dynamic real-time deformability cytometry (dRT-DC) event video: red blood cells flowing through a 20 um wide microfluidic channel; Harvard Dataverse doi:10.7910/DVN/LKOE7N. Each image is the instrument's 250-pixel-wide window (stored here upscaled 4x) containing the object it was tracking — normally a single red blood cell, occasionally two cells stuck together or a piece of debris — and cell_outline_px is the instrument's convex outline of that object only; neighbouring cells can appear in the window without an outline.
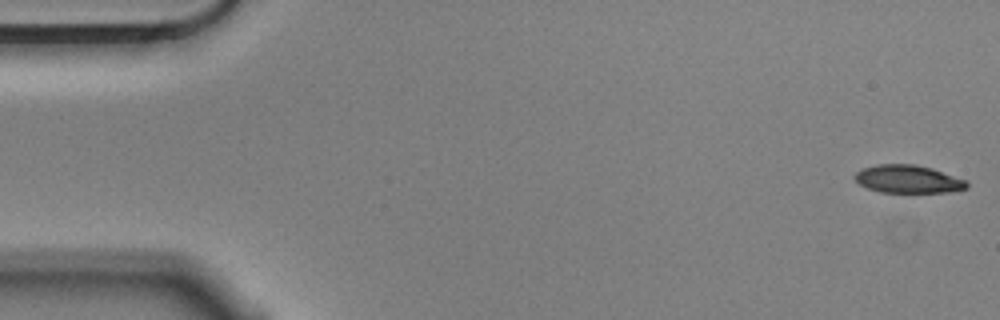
{"species": "Egyptian fruit bat (a non-hibernating species)", "species_latin": "Rousettus aegyptiacus", "temperature_condition": "cold", "stored_images_in_passage": 6, "camera_frame_rate_fps": 3000, "um_per_image_px": 0.085, "animal": {"sex": "male"}, "frame": {"image": 1, "passage_image": 1, "time_ms": 0.0, "image_size_px": [1000, 320], "cell_outline_px": [[968, 188], [948, 192], [880, 192], [868, 188], [860, 184], [852, 176], [856, 172], [864, 168], [876, 164], [912, 164], [932, 168], [968, 180]], "centroid_in_image_um": [77.2, 15.22], "position_along_channel_um": 7.8, "area_um2": 18.26}}
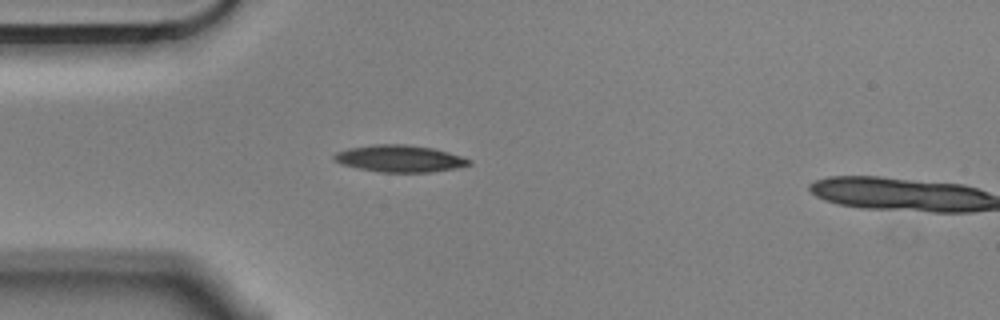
{"frame": {"image": 2, "passage_image": 5, "time_ms": 1.333, "image_size_px": [1000, 320], "cell_outline_px": [[472, 164], [456, 168], [432, 172], [380, 172], [340, 164], [332, 160], [332, 156], [336, 152], [348, 148], [372, 144], [404, 144], [432, 148], [448, 152], [472, 160]], "centroid_in_image_um": [33.94, 13.48], "position_along_channel_um": 51.1, "area_um2": 21.21}}